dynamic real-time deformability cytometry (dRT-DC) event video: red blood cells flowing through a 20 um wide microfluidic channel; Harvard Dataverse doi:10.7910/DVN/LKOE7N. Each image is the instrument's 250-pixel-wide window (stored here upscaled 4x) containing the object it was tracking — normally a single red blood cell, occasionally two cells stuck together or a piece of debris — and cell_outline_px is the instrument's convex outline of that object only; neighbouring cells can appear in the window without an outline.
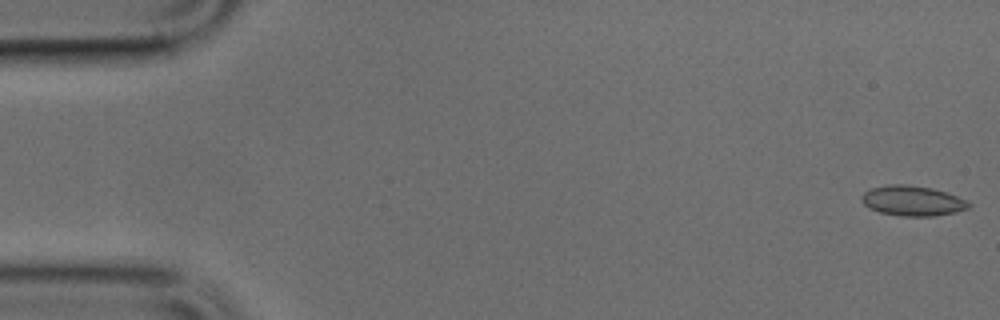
{"species": "common noctule bat (a hibernating species)", "species_latin": "Nyctalus noctula", "temperature_condition": "cold", "stored_images_in_passage": 47, "camera_frame_rate_fps": 3000, "um_per_image_px": 0.085, "animal": {"sex": "male", "body_mass_g": 17.9, "forearm_length_mm": 54.2}, "frame": {"image": 1, "passage_image": 1, "time_ms": 0.0, "image_size_px": [1000, 320], "cell_outline_px": [[972, 204], [968, 208], [956, 212], [932, 216], [900, 216], [880, 212], [868, 208], [860, 200], [860, 196], [864, 192], [872, 188], [888, 184], [904, 184], [932, 188], [956, 196]], "centroid_in_image_um": [77.51, 17.07], "position_along_channel_um": 7.5, "area_um2": 18.73}}
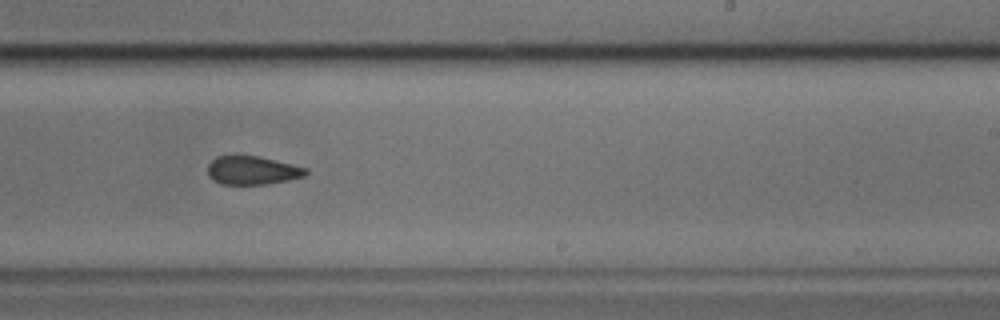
{"frame": {"image": 2, "passage_image": 30, "time_ms": 9.667, "image_size_px": [1000, 320], "cell_outline_px": [[308, 172], [304, 176], [288, 180], [268, 184], [220, 184], [212, 180], [208, 176], [208, 164], [216, 156], [260, 156], [308, 168]], "centroid_in_image_um": [21.44, 14.48], "position_along_channel_um": 267.6, "area_um2": 16.36}}
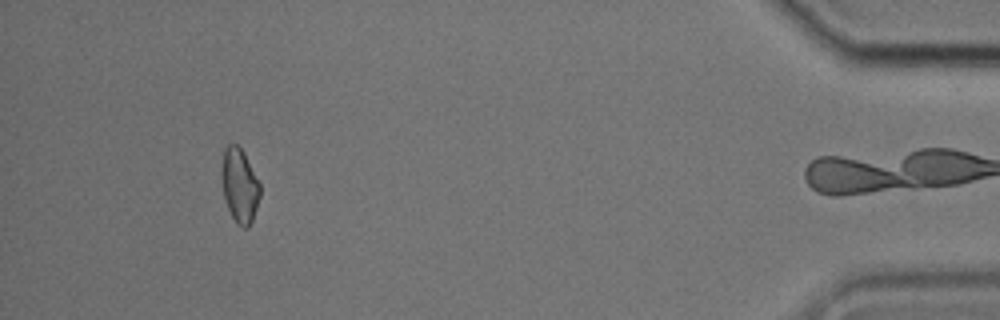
{"frame": {"image": 3, "passage_image": 46, "time_ms": 15.0, "image_size_px": [1000, 320], "cell_outline_px": [[260, 196], [252, 220], [248, 228], [244, 228], [236, 224], [228, 208], [224, 196], [224, 148], [228, 144], [236, 144], [244, 152], [260, 184]], "centroid_in_image_um": [20.41, 15.8], "position_along_channel_um": 414.8, "area_um2": 15.95}}